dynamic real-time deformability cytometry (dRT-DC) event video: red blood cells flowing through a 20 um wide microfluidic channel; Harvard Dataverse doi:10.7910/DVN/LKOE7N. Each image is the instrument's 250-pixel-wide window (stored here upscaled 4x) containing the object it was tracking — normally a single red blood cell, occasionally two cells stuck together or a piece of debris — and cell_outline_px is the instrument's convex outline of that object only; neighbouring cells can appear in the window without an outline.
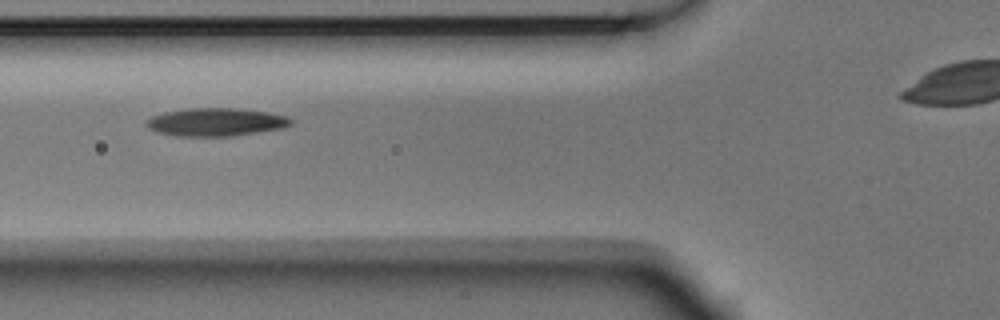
{"species": "Egyptian fruit bat (a non-hibernating species)", "species_latin": "Rousettus aegyptiacus", "temperature_condition": "room temperature", "stored_images_in_passage": 4, "segment_of_instrument_passage": [1, 2], "camera_frame_rate_fps": 3000, "um_per_image_px": 0.085, "animal": {"sex": "male"}, "frame": {"image": 1, "passage_image": 3, "time_ms": 0.667, "image_size_px": [1000, 320], "cell_outline_px": [[292, 124], [284, 128], [232, 136], [176, 136], [156, 132], [148, 128], [144, 124], [152, 116], [164, 112], [188, 108], [236, 108], [268, 112], [288, 116], [292, 120]], "centroid_in_image_um": [18.35, 10.37], "position_along_channel_um": 107.4, "area_um2": 23.76}}